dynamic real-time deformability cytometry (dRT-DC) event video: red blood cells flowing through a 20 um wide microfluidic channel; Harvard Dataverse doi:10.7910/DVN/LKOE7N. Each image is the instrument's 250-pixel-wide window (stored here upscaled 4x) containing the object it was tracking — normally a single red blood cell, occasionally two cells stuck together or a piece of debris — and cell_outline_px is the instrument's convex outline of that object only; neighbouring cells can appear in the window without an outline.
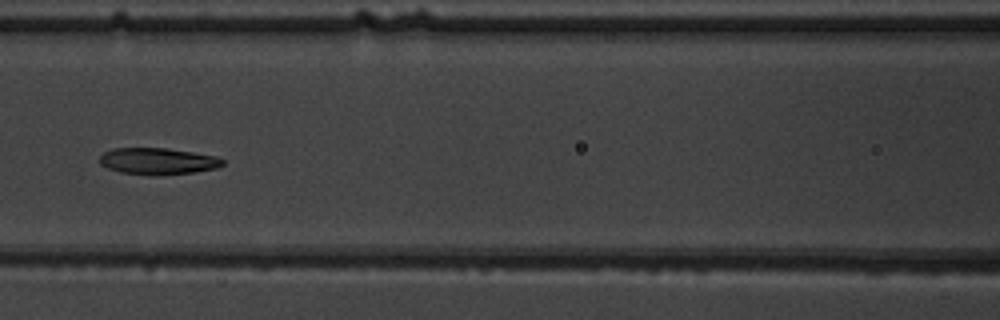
{"species": "common noctule bat (a hibernating species)", "species_latin": "Nyctalus noctula", "temperature_condition": "warm", "stored_images_in_passage": 6, "camera_frame_rate_fps": 3000, "um_per_image_px": 0.085, "animal": {"sex": "male", "body_mass_g": 19.5, "forearm_length_mm": 54.6}, "frame": {"image": 1, "passage_image": 6, "time_ms": 6.667, "image_size_px": [1000, 320], "cell_outline_px": [[224, 164], [216, 168], [192, 172], [156, 176], [152, 176], [120, 172], [108, 168], [100, 164], [100, 156], [104, 152], [112, 148], [164, 148], [192, 152], [216, 156], [224, 160]], "centroid_in_image_um": [13.39, 13.7], "position_along_channel_um": 153.2, "area_um2": 19.07}}